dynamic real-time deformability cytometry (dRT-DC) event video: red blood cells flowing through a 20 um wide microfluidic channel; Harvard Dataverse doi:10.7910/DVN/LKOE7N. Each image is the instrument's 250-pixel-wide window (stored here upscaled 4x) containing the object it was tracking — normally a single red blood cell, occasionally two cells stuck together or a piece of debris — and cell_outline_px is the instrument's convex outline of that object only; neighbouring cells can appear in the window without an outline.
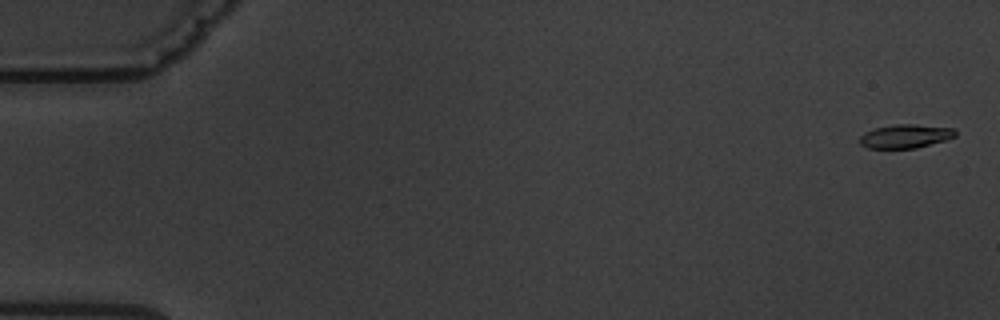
{"species": "common noctule bat (a hibernating species)", "species_latin": "Nyctalus noctula", "temperature_condition": "warm", "stored_images_in_passage": 5, "camera_frame_rate_fps": 3000, "um_per_image_px": 0.085, "animal": {"sex": "male", "body_mass_g": 19.5, "forearm_length_mm": 54.6}, "frame": {"image": 1, "passage_image": 1, "time_ms": 0.0, "image_size_px": [1000, 320], "cell_outline_px": [[956, 136], [944, 140], [916, 148], [868, 148], [860, 144], [860, 136], [864, 132], [876, 128], [896, 124], [912, 124], [952, 128], [956, 132]], "centroid_in_image_um": [76.93, 11.58], "position_along_channel_um": 8.1, "area_um2": 13.01}}
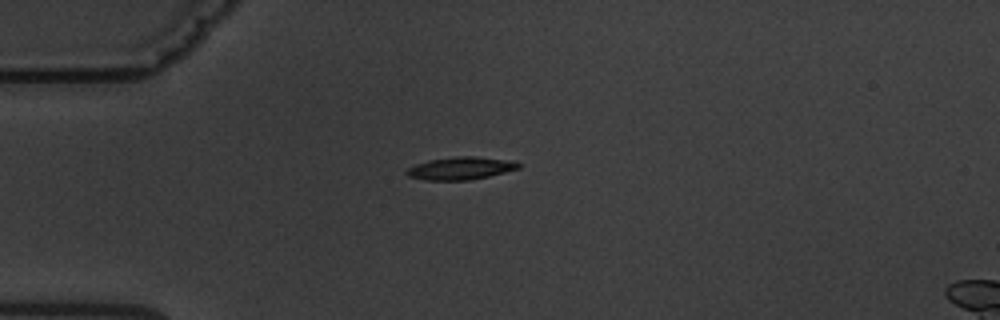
{"frame": {"image": 2, "passage_image": 5, "time_ms": 4.667, "image_size_px": [1000, 320], "cell_outline_px": [[520, 168], [488, 176], [468, 180], [428, 180], [408, 176], [404, 172], [408, 168], [416, 164], [428, 160], [456, 156], [476, 156], [508, 160], [520, 164]], "centroid_in_image_um": [39.12, 14.3], "position_along_channel_um": 45.9, "area_um2": 14.62}}